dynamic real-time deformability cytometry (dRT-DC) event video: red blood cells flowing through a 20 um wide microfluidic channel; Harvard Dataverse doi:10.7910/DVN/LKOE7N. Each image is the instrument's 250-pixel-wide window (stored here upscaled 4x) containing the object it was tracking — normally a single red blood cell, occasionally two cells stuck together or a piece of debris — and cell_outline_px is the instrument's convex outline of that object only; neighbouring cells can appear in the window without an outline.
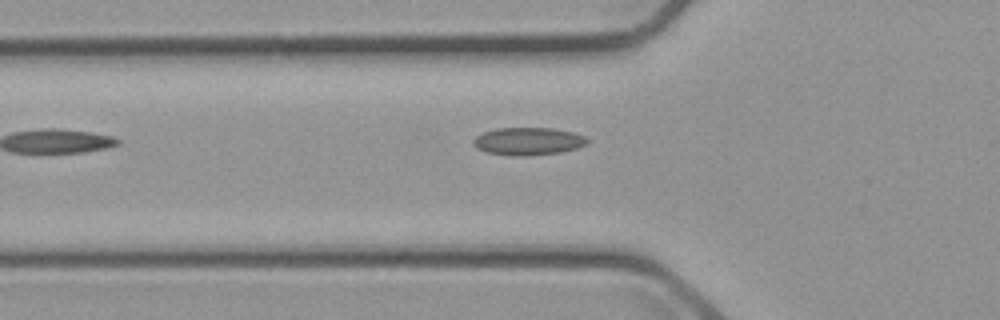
{"species": "common noctule bat (a hibernating species)", "species_latin": "Nyctalus noctula", "temperature_condition": "cold", "stored_images_in_passage": 3, "camera_frame_rate_fps": 3000, "um_per_image_px": 0.085, "animal": {"sex": "male", "body_mass_g": 23.1, "forearm_length_mm": 52.7}, "frame": {"image": 1, "passage_image": 2, "time_ms": 1.333, "image_size_px": [1000, 320], "cell_outline_px": [[588, 144], [576, 148], [560, 152], [524, 156], [512, 156], [488, 152], [476, 148], [472, 144], [472, 140], [476, 136], [484, 132], [496, 128], [552, 128], [572, 132], [584, 136], [588, 140]], "centroid_in_image_um": [44.87, 12.0], "position_along_channel_um": 80.9, "area_um2": 18.32}}
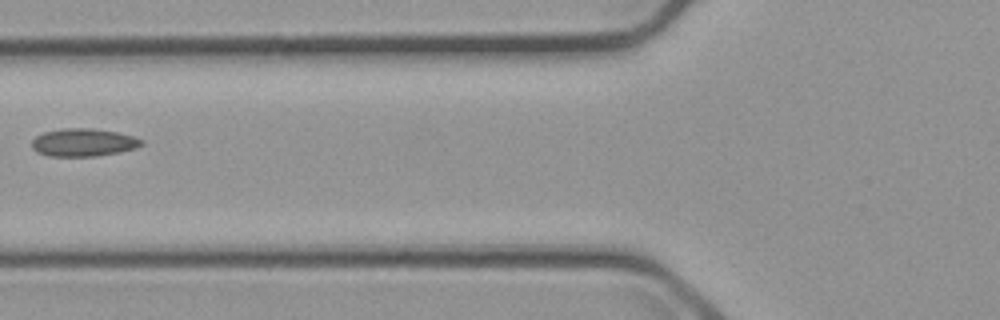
{"frame": {"image": 2, "passage_image": 3, "time_ms": 2.333, "image_size_px": [1000, 320], "cell_outline_px": [[144, 144], [136, 148], [120, 152], [96, 156], [48, 156], [36, 152], [32, 148], [32, 140], [36, 136], [44, 132], [64, 128], [92, 128], [116, 132], [132, 136], [144, 140]], "centroid_in_image_um": [7.09, 12.11], "position_along_channel_um": 118.7, "area_um2": 17.86}}